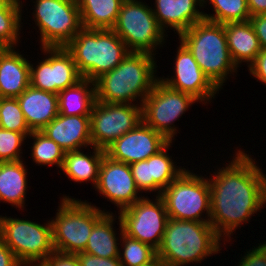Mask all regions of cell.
Listing matches in <instances>:
<instances>
[{"label":"cell","mask_w":266,"mask_h":266,"mask_svg":"<svg viewBox=\"0 0 266 266\" xmlns=\"http://www.w3.org/2000/svg\"><path fill=\"white\" fill-rule=\"evenodd\" d=\"M232 153L229 164L217 168L208 178L210 224L223 242L229 244L236 229L249 223L266 206L265 171L244 150Z\"/></svg>","instance_id":"1"},{"label":"cell","mask_w":266,"mask_h":266,"mask_svg":"<svg viewBox=\"0 0 266 266\" xmlns=\"http://www.w3.org/2000/svg\"><path fill=\"white\" fill-rule=\"evenodd\" d=\"M155 57L145 52H129L113 70L94 81L96 101L142 105L159 80Z\"/></svg>","instance_id":"2"},{"label":"cell","mask_w":266,"mask_h":266,"mask_svg":"<svg viewBox=\"0 0 266 266\" xmlns=\"http://www.w3.org/2000/svg\"><path fill=\"white\" fill-rule=\"evenodd\" d=\"M221 241L210 222L169 218L157 249V260L163 266L200 264L207 257L221 253L222 245L226 246Z\"/></svg>","instance_id":"3"},{"label":"cell","mask_w":266,"mask_h":266,"mask_svg":"<svg viewBox=\"0 0 266 266\" xmlns=\"http://www.w3.org/2000/svg\"><path fill=\"white\" fill-rule=\"evenodd\" d=\"M178 37L219 90L223 89L222 86L230 76L234 78L237 74L238 67L227 46L224 24L203 19Z\"/></svg>","instance_id":"4"},{"label":"cell","mask_w":266,"mask_h":266,"mask_svg":"<svg viewBox=\"0 0 266 266\" xmlns=\"http://www.w3.org/2000/svg\"><path fill=\"white\" fill-rule=\"evenodd\" d=\"M82 78L95 81L110 72L130 52L112 29L82 28L65 46Z\"/></svg>","instance_id":"5"},{"label":"cell","mask_w":266,"mask_h":266,"mask_svg":"<svg viewBox=\"0 0 266 266\" xmlns=\"http://www.w3.org/2000/svg\"><path fill=\"white\" fill-rule=\"evenodd\" d=\"M55 218H51L54 250L65 254L83 252L94 225L110 210L63 194Z\"/></svg>","instance_id":"6"},{"label":"cell","mask_w":266,"mask_h":266,"mask_svg":"<svg viewBox=\"0 0 266 266\" xmlns=\"http://www.w3.org/2000/svg\"><path fill=\"white\" fill-rule=\"evenodd\" d=\"M192 171L185 169L162 190L160 197L164 201L169 218L210 222L211 203L208 176L204 177Z\"/></svg>","instance_id":"7"},{"label":"cell","mask_w":266,"mask_h":266,"mask_svg":"<svg viewBox=\"0 0 266 266\" xmlns=\"http://www.w3.org/2000/svg\"><path fill=\"white\" fill-rule=\"evenodd\" d=\"M145 3L142 0H124L112 30L130 52L156 55V49L163 48L168 35L159 26L152 5Z\"/></svg>","instance_id":"8"},{"label":"cell","mask_w":266,"mask_h":266,"mask_svg":"<svg viewBox=\"0 0 266 266\" xmlns=\"http://www.w3.org/2000/svg\"><path fill=\"white\" fill-rule=\"evenodd\" d=\"M24 219L0 215V239L22 265L42 263L55 251L50 219L43 224Z\"/></svg>","instance_id":"9"},{"label":"cell","mask_w":266,"mask_h":266,"mask_svg":"<svg viewBox=\"0 0 266 266\" xmlns=\"http://www.w3.org/2000/svg\"><path fill=\"white\" fill-rule=\"evenodd\" d=\"M39 47H65L83 28L76 0H31Z\"/></svg>","instance_id":"10"},{"label":"cell","mask_w":266,"mask_h":266,"mask_svg":"<svg viewBox=\"0 0 266 266\" xmlns=\"http://www.w3.org/2000/svg\"><path fill=\"white\" fill-rule=\"evenodd\" d=\"M195 103L201 104L192 95L173 90L158 80L142 103L143 122L174 142L179 131L175 121Z\"/></svg>","instance_id":"11"},{"label":"cell","mask_w":266,"mask_h":266,"mask_svg":"<svg viewBox=\"0 0 266 266\" xmlns=\"http://www.w3.org/2000/svg\"><path fill=\"white\" fill-rule=\"evenodd\" d=\"M152 199L144 196L133 205L117 212L125 235L157 250L161 245L169 216L163 199L160 196Z\"/></svg>","instance_id":"12"},{"label":"cell","mask_w":266,"mask_h":266,"mask_svg":"<svg viewBox=\"0 0 266 266\" xmlns=\"http://www.w3.org/2000/svg\"><path fill=\"white\" fill-rule=\"evenodd\" d=\"M142 121L141 104L96 101L90 114L92 146L105 150Z\"/></svg>","instance_id":"13"},{"label":"cell","mask_w":266,"mask_h":266,"mask_svg":"<svg viewBox=\"0 0 266 266\" xmlns=\"http://www.w3.org/2000/svg\"><path fill=\"white\" fill-rule=\"evenodd\" d=\"M44 59L31 63L30 85L36 89L59 94L82 80L72 55L65 47H43ZM35 64V66H34Z\"/></svg>","instance_id":"14"},{"label":"cell","mask_w":266,"mask_h":266,"mask_svg":"<svg viewBox=\"0 0 266 266\" xmlns=\"http://www.w3.org/2000/svg\"><path fill=\"white\" fill-rule=\"evenodd\" d=\"M178 43L173 76L159 80L173 90L192 95L203 105L210 104L220 90L203 73L189 49L180 40Z\"/></svg>","instance_id":"15"},{"label":"cell","mask_w":266,"mask_h":266,"mask_svg":"<svg viewBox=\"0 0 266 266\" xmlns=\"http://www.w3.org/2000/svg\"><path fill=\"white\" fill-rule=\"evenodd\" d=\"M95 191L107 198L119 211L145 196L137 188L129 164L114 161L106 155L100 165Z\"/></svg>","instance_id":"16"},{"label":"cell","mask_w":266,"mask_h":266,"mask_svg":"<svg viewBox=\"0 0 266 266\" xmlns=\"http://www.w3.org/2000/svg\"><path fill=\"white\" fill-rule=\"evenodd\" d=\"M169 142L163 134L142 121L109 145L105 149V155L114 161L130 165L155 155Z\"/></svg>","instance_id":"17"},{"label":"cell","mask_w":266,"mask_h":266,"mask_svg":"<svg viewBox=\"0 0 266 266\" xmlns=\"http://www.w3.org/2000/svg\"><path fill=\"white\" fill-rule=\"evenodd\" d=\"M41 132L65 152L92 148L90 115L58 114Z\"/></svg>","instance_id":"18"},{"label":"cell","mask_w":266,"mask_h":266,"mask_svg":"<svg viewBox=\"0 0 266 266\" xmlns=\"http://www.w3.org/2000/svg\"><path fill=\"white\" fill-rule=\"evenodd\" d=\"M153 4L154 16L166 34L172 29L180 35L204 19L203 0H155Z\"/></svg>","instance_id":"19"},{"label":"cell","mask_w":266,"mask_h":266,"mask_svg":"<svg viewBox=\"0 0 266 266\" xmlns=\"http://www.w3.org/2000/svg\"><path fill=\"white\" fill-rule=\"evenodd\" d=\"M16 49L0 48L1 98H17L30 86V60Z\"/></svg>","instance_id":"20"},{"label":"cell","mask_w":266,"mask_h":266,"mask_svg":"<svg viewBox=\"0 0 266 266\" xmlns=\"http://www.w3.org/2000/svg\"><path fill=\"white\" fill-rule=\"evenodd\" d=\"M17 101L31 132L41 131L59 114L58 95L31 85Z\"/></svg>","instance_id":"21"},{"label":"cell","mask_w":266,"mask_h":266,"mask_svg":"<svg viewBox=\"0 0 266 266\" xmlns=\"http://www.w3.org/2000/svg\"><path fill=\"white\" fill-rule=\"evenodd\" d=\"M227 46L237 67L245 63L248 67L261 51L258 37L250 21L229 22L224 24Z\"/></svg>","instance_id":"22"},{"label":"cell","mask_w":266,"mask_h":266,"mask_svg":"<svg viewBox=\"0 0 266 266\" xmlns=\"http://www.w3.org/2000/svg\"><path fill=\"white\" fill-rule=\"evenodd\" d=\"M27 174L28 169L23 160L0 162V203L11 204L12 208L15 206L19 211L25 209Z\"/></svg>","instance_id":"23"},{"label":"cell","mask_w":266,"mask_h":266,"mask_svg":"<svg viewBox=\"0 0 266 266\" xmlns=\"http://www.w3.org/2000/svg\"><path fill=\"white\" fill-rule=\"evenodd\" d=\"M116 219L118 221H116ZM115 221L117 222V225H119V234L114 229ZM122 234L123 228L119 215L117 216L116 214L112 213V211L110 213H106L94 225L89 236L87 246L83 252L102 258L119 257L120 248L118 245H120V236ZM116 235L120 236L118 237Z\"/></svg>","instance_id":"24"},{"label":"cell","mask_w":266,"mask_h":266,"mask_svg":"<svg viewBox=\"0 0 266 266\" xmlns=\"http://www.w3.org/2000/svg\"><path fill=\"white\" fill-rule=\"evenodd\" d=\"M105 150L92 146L91 151L82 149L65 152L61 171L76 183L90 182L95 188L99 179V169Z\"/></svg>","instance_id":"25"},{"label":"cell","mask_w":266,"mask_h":266,"mask_svg":"<svg viewBox=\"0 0 266 266\" xmlns=\"http://www.w3.org/2000/svg\"><path fill=\"white\" fill-rule=\"evenodd\" d=\"M95 102V83L83 78L74 86L59 92V114L66 116L90 115Z\"/></svg>","instance_id":"26"},{"label":"cell","mask_w":266,"mask_h":266,"mask_svg":"<svg viewBox=\"0 0 266 266\" xmlns=\"http://www.w3.org/2000/svg\"><path fill=\"white\" fill-rule=\"evenodd\" d=\"M83 28L112 29L124 0H76Z\"/></svg>","instance_id":"27"},{"label":"cell","mask_w":266,"mask_h":266,"mask_svg":"<svg viewBox=\"0 0 266 266\" xmlns=\"http://www.w3.org/2000/svg\"><path fill=\"white\" fill-rule=\"evenodd\" d=\"M172 143L173 141H170L158 153L149 157L150 179H153V192L155 196H160L162 190L186 169L184 166L183 168L180 165L177 166L176 161L172 159L173 156H169L168 149L173 145Z\"/></svg>","instance_id":"28"},{"label":"cell","mask_w":266,"mask_h":266,"mask_svg":"<svg viewBox=\"0 0 266 266\" xmlns=\"http://www.w3.org/2000/svg\"><path fill=\"white\" fill-rule=\"evenodd\" d=\"M24 6L22 0H11L0 10V48H16L21 43Z\"/></svg>","instance_id":"29"},{"label":"cell","mask_w":266,"mask_h":266,"mask_svg":"<svg viewBox=\"0 0 266 266\" xmlns=\"http://www.w3.org/2000/svg\"><path fill=\"white\" fill-rule=\"evenodd\" d=\"M209 4L214 14L204 12V19L212 22H246L251 17L247 0H203V7Z\"/></svg>","instance_id":"30"},{"label":"cell","mask_w":266,"mask_h":266,"mask_svg":"<svg viewBox=\"0 0 266 266\" xmlns=\"http://www.w3.org/2000/svg\"><path fill=\"white\" fill-rule=\"evenodd\" d=\"M28 138L33 139L30 155L37 166L53 167L54 165L61 170L65 151L55 141L49 139L41 131H32Z\"/></svg>","instance_id":"31"},{"label":"cell","mask_w":266,"mask_h":266,"mask_svg":"<svg viewBox=\"0 0 266 266\" xmlns=\"http://www.w3.org/2000/svg\"><path fill=\"white\" fill-rule=\"evenodd\" d=\"M119 259L122 266H151L157 260V250L124 233L121 235ZM122 252V253H121Z\"/></svg>","instance_id":"32"},{"label":"cell","mask_w":266,"mask_h":266,"mask_svg":"<svg viewBox=\"0 0 266 266\" xmlns=\"http://www.w3.org/2000/svg\"><path fill=\"white\" fill-rule=\"evenodd\" d=\"M0 128L23 133L27 138L31 134L17 98H0Z\"/></svg>","instance_id":"33"},{"label":"cell","mask_w":266,"mask_h":266,"mask_svg":"<svg viewBox=\"0 0 266 266\" xmlns=\"http://www.w3.org/2000/svg\"><path fill=\"white\" fill-rule=\"evenodd\" d=\"M25 140L27 137L23 133L0 128V162L23 160Z\"/></svg>","instance_id":"34"},{"label":"cell","mask_w":266,"mask_h":266,"mask_svg":"<svg viewBox=\"0 0 266 266\" xmlns=\"http://www.w3.org/2000/svg\"><path fill=\"white\" fill-rule=\"evenodd\" d=\"M132 176L137 188L142 193L152 192L153 194V179H150L149 158L146 160L134 162L129 165Z\"/></svg>","instance_id":"35"},{"label":"cell","mask_w":266,"mask_h":266,"mask_svg":"<svg viewBox=\"0 0 266 266\" xmlns=\"http://www.w3.org/2000/svg\"><path fill=\"white\" fill-rule=\"evenodd\" d=\"M254 247V248H253ZM241 256L237 266H266V241L256 244Z\"/></svg>","instance_id":"36"},{"label":"cell","mask_w":266,"mask_h":266,"mask_svg":"<svg viewBox=\"0 0 266 266\" xmlns=\"http://www.w3.org/2000/svg\"><path fill=\"white\" fill-rule=\"evenodd\" d=\"M80 266H122L119 257L102 258L85 252L76 253Z\"/></svg>","instance_id":"37"},{"label":"cell","mask_w":266,"mask_h":266,"mask_svg":"<svg viewBox=\"0 0 266 266\" xmlns=\"http://www.w3.org/2000/svg\"><path fill=\"white\" fill-rule=\"evenodd\" d=\"M248 71L255 80L266 85V50L261 49L254 61L248 66Z\"/></svg>","instance_id":"38"},{"label":"cell","mask_w":266,"mask_h":266,"mask_svg":"<svg viewBox=\"0 0 266 266\" xmlns=\"http://www.w3.org/2000/svg\"><path fill=\"white\" fill-rule=\"evenodd\" d=\"M44 266H80L76 254H65L54 251L42 262Z\"/></svg>","instance_id":"39"},{"label":"cell","mask_w":266,"mask_h":266,"mask_svg":"<svg viewBox=\"0 0 266 266\" xmlns=\"http://www.w3.org/2000/svg\"><path fill=\"white\" fill-rule=\"evenodd\" d=\"M249 21L258 37L261 49L266 50V14L252 16Z\"/></svg>","instance_id":"40"},{"label":"cell","mask_w":266,"mask_h":266,"mask_svg":"<svg viewBox=\"0 0 266 266\" xmlns=\"http://www.w3.org/2000/svg\"><path fill=\"white\" fill-rule=\"evenodd\" d=\"M0 266H22L13 251L0 239Z\"/></svg>","instance_id":"41"},{"label":"cell","mask_w":266,"mask_h":266,"mask_svg":"<svg viewBox=\"0 0 266 266\" xmlns=\"http://www.w3.org/2000/svg\"><path fill=\"white\" fill-rule=\"evenodd\" d=\"M249 12L252 16L266 14V0H247Z\"/></svg>","instance_id":"42"},{"label":"cell","mask_w":266,"mask_h":266,"mask_svg":"<svg viewBox=\"0 0 266 266\" xmlns=\"http://www.w3.org/2000/svg\"><path fill=\"white\" fill-rule=\"evenodd\" d=\"M11 0H0V10H2Z\"/></svg>","instance_id":"43"},{"label":"cell","mask_w":266,"mask_h":266,"mask_svg":"<svg viewBox=\"0 0 266 266\" xmlns=\"http://www.w3.org/2000/svg\"><path fill=\"white\" fill-rule=\"evenodd\" d=\"M27 266H44L42 263H37V264H26Z\"/></svg>","instance_id":"44"},{"label":"cell","mask_w":266,"mask_h":266,"mask_svg":"<svg viewBox=\"0 0 266 266\" xmlns=\"http://www.w3.org/2000/svg\"><path fill=\"white\" fill-rule=\"evenodd\" d=\"M151 266H163L159 261H157L154 265Z\"/></svg>","instance_id":"45"}]
</instances>
